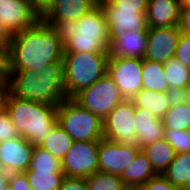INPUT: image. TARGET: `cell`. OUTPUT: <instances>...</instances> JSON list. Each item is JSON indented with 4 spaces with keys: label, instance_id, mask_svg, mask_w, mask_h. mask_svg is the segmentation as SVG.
<instances>
[{
    "label": "cell",
    "instance_id": "obj_1",
    "mask_svg": "<svg viewBox=\"0 0 190 190\" xmlns=\"http://www.w3.org/2000/svg\"><path fill=\"white\" fill-rule=\"evenodd\" d=\"M62 29L40 19L31 28L13 35L9 46L8 71L38 70L63 61Z\"/></svg>",
    "mask_w": 190,
    "mask_h": 190
},
{
    "label": "cell",
    "instance_id": "obj_2",
    "mask_svg": "<svg viewBox=\"0 0 190 190\" xmlns=\"http://www.w3.org/2000/svg\"><path fill=\"white\" fill-rule=\"evenodd\" d=\"M9 93L30 101L59 106L67 98L63 61L38 70L8 71Z\"/></svg>",
    "mask_w": 190,
    "mask_h": 190
},
{
    "label": "cell",
    "instance_id": "obj_3",
    "mask_svg": "<svg viewBox=\"0 0 190 190\" xmlns=\"http://www.w3.org/2000/svg\"><path fill=\"white\" fill-rule=\"evenodd\" d=\"M5 109L20 136L40 146L57 124L58 106L7 95Z\"/></svg>",
    "mask_w": 190,
    "mask_h": 190
},
{
    "label": "cell",
    "instance_id": "obj_4",
    "mask_svg": "<svg viewBox=\"0 0 190 190\" xmlns=\"http://www.w3.org/2000/svg\"><path fill=\"white\" fill-rule=\"evenodd\" d=\"M64 52L109 53V28L100 5L62 28Z\"/></svg>",
    "mask_w": 190,
    "mask_h": 190
},
{
    "label": "cell",
    "instance_id": "obj_5",
    "mask_svg": "<svg viewBox=\"0 0 190 190\" xmlns=\"http://www.w3.org/2000/svg\"><path fill=\"white\" fill-rule=\"evenodd\" d=\"M109 53H63L65 93L72 98L107 74Z\"/></svg>",
    "mask_w": 190,
    "mask_h": 190
},
{
    "label": "cell",
    "instance_id": "obj_6",
    "mask_svg": "<svg viewBox=\"0 0 190 190\" xmlns=\"http://www.w3.org/2000/svg\"><path fill=\"white\" fill-rule=\"evenodd\" d=\"M57 123L74 141H100L103 138V121L72 98L64 99L58 106Z\"/></svg>",
    "mask_w": 190,
    "mask_h": 190
},
{
    "label": "cell",
    "instance_id": "obj_7",
    "mask_svg": "<svg viewBox=\"0 0 190 190\" xmlns=\"http://www.w3.org/2000/svg\"><path fill=\"white\" fill-rule=\"evenodd\" d=\"M72 99L103 121L124 97L113 79L106 74L89 87L80 90Z\"/></svg>",
    "mask_w": 190,
    "mask_h": 190
},
{
    "label": "cell",
    "instance_id": "obj_8",
    "mask_svg": "<svg viewBox=\"0 0 190 190\" xmlns=\"http://www.w3.org/2000/svg\"><path fill=\"white\" fill-rule=\"evenodd\" d=\"M136 108L131 99H124L103 119V138L122 145L137 146Z\"/></svg>",
    "mask_w": 190,
    "mask_h": 190
},
{
    "label": "cell",
    "instance_id": "obj_9",
    "mask_svg": "<svg viewBox=\"0 0 190 190\" xmlns=\"http://www.w3.org/2000/svg\"><path fill=\"white\" fill-rule=\"evenodd\" d=\"M143 59L109 56L107 74L124 99H132L142 90Z\"/></svg>",
    "mask_w": 190,
    "mask_h": 190
},
{
    "label": "cell",
    "instance_id": "obj_10",
    "mask_svg": "<svg viewBox=\"0 0 190 190\" xmlns=\"http://www.w3.org/2000/svg\"><path fill=\"white\" fill-rule=\"evenodd\" d=\"M99 141H74L61 160L65 177L86 178L98 171Z\"/></svg>",
    "mask_w": 190,
    "mask_h": 190
},
{
    "label": "cell",
    "instance_id": "obj_11",
    "mask_svg": "<svg viewBox=\"0 0 190 190\" xmlns=\"http://www.w3.org/2000/svg\"><path fill=\"white\" fill-rule=\"evenodd\" d=\"M139 150L138 146L122 145L102 138L98 148V171L120 176Z\"/></svg>",
    "mask_w": 190,
    "mask_h": 190
},
{
    "label": "cell",
    "instance_id": "obj_12",
    "mask_svg": "<svg viewBox=\"0 0 190 190\" xmlns=\"http://www.w3.org/2000/svg\"><path fill=\"white\" fill-rule=\"evenodd\" d=\"M180 35L178 26L148 28L143 59L166 63L175 56Z\"/></svg>",
    "mask_w": 190,
    "mask_h": 190
},
{
    "label": "cell",
    "instance_id": "obj_13",
    "mask_svg": "<svg viewBox=\"0 0 190 190\" xmlns=\"http://www.w3.org/2000/svg\"><path fill=\"white\" fill-rule=\"evenodd\" d=\"M40 19L28 0H0V22L12 36L31 28Z\"/></svg>",
    "mask_w": 190,
    "mask_h": 190
},
{
    "label": "cell",
    "instance_id": "obj_14",
    "mask_svg": "<svg viewBox=\"0 0 190 190\" xmlns=\"http://www.w3.org/2000/svg\"><path fill=\"white\" fill-rule=\"evenodd\" d=\"M104 12L109 28V40L124 31H147L146 12L119 9L115 4L102 2L99 4Z\"/></svg>",
    "mask_w": 190,
    "mask_h": 190
},
{
    "label": "cell",
    "instance_id": "obj_15",
    "mask_svg": "<svg viewBox=\"0 0 190 190\" xmlns=\"http://www.w3.org/2000/svg\"><path fill=\"white\" fill-rule=\"evenodd\" d=\"M34 146L22 136L0 142V165L10 173H24L30 167Z\"/></svg>",
    "mask_w": 190,
    "mask_h": 190
},
{
    "label": "cell",
    "instance_id": "obj_16",
    "mask_svg": "<svg viewBox=\"0 0 190 190\" xmlns=\"http://www.w3.org/2000/svg\"><path fill=\"white\" fill-rule=\"evenodd\" d=\"M97 5L93 0H54L41 19L62 29L70 22L79 20Z\"/></svg>",
    "mask_w": 190,
    "mask_h": 190
},
{
    "label": "cell",
    "instance_id": "obj_17",
    "mask_svg": "<svg viewBox=\"0 0 190 190\" xmlns=\"http://www.w3.org/2000/svg\"><path fill=\"white\" fill-rule=\"evenodd\" d=\"M146 45L147 31H122L110 41L109 55L143 59Z\"/></svg>",
    "mask_w": 190,
    "mask_h": 190
},
{
    "label": "cell",
    "instance_id": "obj_18",
    "mask_svg": "<svg viewBox=\"0 0 190 190\" xmlns=\"http://www.w3.org/2000/svg\"><path fill=\"white\" fill-rule=\"evenodd\" d=\"M179 0H148V28L177 26L180 16Z\"/></svg>",
    "mask_w": 190,
    "mask_h": 190
},
{
    "label": "cell",
    "instance_id": "obj_19",
    "mask_svg": "<svg viewBox=\"0 0 190 190\" xmlns=\"http://www.w3.org/2000/svg\"><path fill=\"white\" fill-rule=\"evenodd\" d=\"M134 123L137 146L139 148L163 139L165 130L163 122L161 119L155 117L151 112L141 108H136Z\"/></svg>",
    "mask_w": 190,
    "mask_h": 190
},
{
    "label": "cell",
    "instance_id": "obj_20",
    "mask_svg": "<svg viewBox=\"0 0 190 190\" xmlns=\"http://www.w3.org/2000/svg\"><path fill=\"white\" fill-rule=\"evenodd\" d=\"M150 160L139 150L133 161L123 170L119 178L123 184H129L139 187L148 180L156 176Z\"/></svg>",
    "mask_w": 190,
    "mask_h": 190
},
{
    "label": "cell",
    "instance_id": "obj_21",
    "mask_svg": "<svg viewBox=\"0 0 190 190\" xmlns=\"http://www.w3.org/2000/svg\"><path fill=\"white\" fill-rule=\"evenodd\" d=\"M140 150L150 160L157 174H163L176 155L175 149L164 138L147 144Z\"/></svg>",
    "mask_w": 190,
    "mask_h": 190
},
{
    "label": "cell",
    "instance_id": "obj_22",
    "mask_svg": "<svg viewBox=\"0 0 190 190\" xmlns=\"http://www.w3.org/2000/svg\"><path fill=\"white\" fill-rule=\"evenodd\" d=\"M172 185L184 190L190 187V152L176 153L162 174Z\"/></svg>",
    "mask_w": 190,
    "mask_h": 190
},
{
    "label": "cell",
    "instance_id": "obj_23",
    "mask_svg": "<svg viewBox=\"0 0 190 190\" xmlns=\"http://www.w3.org/2000/svg\"><path fill=\"white\" fill-rule=\"evenodd\" d=\"M135 108L151 112L158 119H162L170 108L166 92H155L142 89L132 99Z\"/></svg>",
    "mask_w": 190,
    "mask_h": 190
},
{
    "label": "cell",
    "instance_id": "obj_24",
    "mask_svg": "<svg viewBox=\"0 0 190 190\" xmlns=\"http://www.w3.org/2000/svg\"><path fill=\"white\" fill-rule=\"evenodd\" d=\"M142 89L155 92H166L169 89L165 76L164 63L143 59Z\"/></svg>",
    "mask_w": 190,
    "mask_h": 190
},
{
    "label": "cell",
    "instance_id": "obj_25",
    "mask_svg": "<svg viewBox=\"0 0 190 190\" xmlns=\"http://www.w3.org/2000/svg\"><path fill=\"white\" fill-rule=\"evenodd\" d=\"M73 143L74 140L57 123L41 143L40 147L61 161Z\"/></svg>",
    "mask_w": 190,
    "mask_h": 190
},
{
    "label": "cell",
    "instance_id": "obj_26",
    "mask_svg": "<svg viewBox=\"0 0 190 190\" xmlns=\"http://www.w3.org/2000/svg\"><path fill=\"white\" fill-rule=\"evenodd\" d=\"M24 173L32 190H59L65 178L62 170H27Z\"/></svg>",
    "mask_w": 190,
    "mask_h": 190
},
{
    "label": "cell",
    "instance_id": "obj_27",
    "mask_svg": "<svg viewBox=\"0 0 190 190\" xmlns=\"http://www.w3.org/2000/svg\"><path fill=\"white\" fill-rule=\"evenodd\" d=\"M164 70L169 88L187 89L190 86V69L177 58L172 57L164 63Z\"/></svg>",
    "mask_w": 190,
    "mask_h": 190
},
{
    "label": "cell",
    "instance_id": "obj_28",
    "mask_svg": "<svg viewBox=\"0 0 190 190\" xmlns=\"http://www.w3.org/2000/svg\"><path fill=\"white\" fill-rule=\"evenodd\" d=\"M161 120L165 129L190 130V105L185 102L170 106Z\"/></svg>",
    "mask_w": 190,
    "mask_h": 190
},
{
    "label": "cell",
    "instance_id": "obj_29",
    "mask_svg": "<svg viewBox=\"0 0 190 190\" xmlns=\"http://www.w3.org/2000/svg\"><path fill=\"white\" fill-rule=\"evenodd\" d=\"M85 180L88 190H118L123 185L118 175L100 171L86 177Z\"/></svg>",
    "mask_w": 190,
    "mask_h": 190
},
{
    "label": "cell",
    "instance_id": "obj_30",
    "mask_svg": "<svg viewBox=\"0 0 190 190\" xmlns=\"http://www.w3.org/2000/svg\"><path fill=\"white\" fill-rule=\"evenodd\" d=\"M28 170H62L61 161L40 146H34Z\"/></svg>",
    "mask_w": 190,
    "mask_h": 190
},
{
    "label": "cell",
    "instance_id": "obj_31",
    "mask_svg": "<svg viewBox=\"0 0 190 190\" xmlns=\"http://www.w3.org/2000/svg\"><path fill=\"white\" fill-rule=\"evenodd\" d=\"M163 138L176 153L190 152V130L165 129Z\"/></svg>",
    "mask_w": 190,
    "mask_h": 190
},
{
    "label": "cell",
    "instance_id": "obj_32",
    "mask_svg": "<svg viewBox=\"0 0 190 190\" xmlns=\"http://www.w3.org/2000/svg\"><path fill=\"white\" fill-rule=\"evenodd\" d=\"M15 124L10 119L6 109L0 112V142L8 141L19 137Z\"/></svg>",
    "mask_w": 190,
    "mask_h": 190
},
{
    "label": "cell",
    "instance_id": "obj_33",
    "mask_svg": "<svg viewBox=\"0 0 190 190\" xmlns=\"http://www.w3.org/2000/svg\"><path fill=\"white\" fill-rule=\"evenodd\" d=\"M174 57L190 69V35L181 33Z\"/></svg>",
    "mask_w": 190,
    "mask_h": 190
},
{
    "label": "cell",
    "instance_id": "obj_34",
    "mask_svg": "<svg viewBox=\"0 0 190 190\" xmlns=\"http://www.w3.org/2000/svg\"><path fill=\"white\" fill-rule=\"evenodd\" d=\"M138 190H180L172 185L162 174H157L143 185L138 187Z\"/></svg>",
    "mask_w": 190,
    "mask_h": 190
},
{
    "label": "cell",
    "instance_id": "obj_35",
    "mask_svg": "<svg viewBox=\"0 0 190 190\" xmlns=\"http://www.w3.org/2000/svg\"><path fill=\"white\" fill-rule=\"evenodd\" d=\"M107 4H115L119 9L147 11L148 0H106Z\"/></svg>",
    "mask_w": 190,
    "mask_h": 190
},
{
    "label": "cell",
    "instance_id": "obj_36",
    "mask_svg": "<svg viewBox=\"0 0 190 190\" xmlns=\"http://www.w3.org/2000/svg\"><path fill=\"white\" fill-rule=\"evenodd\" d=\"M9 186L11 190H32L25 173H10Z\"/></svg>",
    "mask_w": 190,
    "mask_h": 190
},
{
    "label": "cell",
    "instance_id": "obj_37",
    "mask_svg": "<svg viewBox=\"0 0 190 190\" xmlns=\"http://www.w3.org/2000/svg\"><path fill=\"white\" fill-rule=\"evenodd\" d=\"M59 190H88L85 178L65 177Z\"/></svg>",
    "mask_w": 190,
    "mask_h": 190
},
{
    "label": "cell",
    "instance_id": "obj_38",
    "mask_svg": "<svg viewBox=\"0 0 190 190\" xmlns=\"http://www.w3.org/2000/svg\"><path fill=\"white\" fill-rule=\"evenodd\" d=\"M167 100L170 106L179 105L187 102L186 89L183 88H169L166 91Z\"/></svg>",
    "mask_w": 190,
    "mask_h": 190
},
{
    "label": "cell",
    "instance_id": "obj_39",
    "mask_svg": "<svg viewBox=\"0 0 190 190\" xmlns=\"http://www.w3.org/2000/svg\"><path fill=\"white\" fill-rule=\"evenodd\" d=\"M177 26L181 33L190 35V7L180 9Z\"/></svg>",
    "mask_w": 190,
    "mask_h": 190
},
{
    "label": "cell",
    "instance_id": "obj_40",
    "mask_svg": "<svg viewBox=\"0 0 190 190\" xmlns=\"http://www.w3.org/2000/svg\"><path fill=\"white\" fill-rule=\"evenodd\" d=\"M32 9L41 18L52 6L54 0H28Z\"/></svg>",
    "mask_w": 190,
    "mask_h": 190
},
{
    "label": "cell",
    "instance_id": "obj_41",
    "mask_svg": "<svg viewBox=\"0 0 190 190\" xmlns=\"http://www.w3.org/2000/svg\"><path fill=\"white\" fill-rule=\"evenodd\" d=\"M9 46L10 43L0 42V65H2L7 71L9 67Z\"/></svg>",
    "mask_w": 190,
    "mask_h": 190
},
{
    "label": "cell",
    "instance_id": "obj_42",
    "mask_svg": "<svg viewBox=\"0 0 190 190\" xmlns=\"http://www.w3.org/2000/svg\"><path fill=\"white\" fill-rule=\"evenodd\" d=\"M13 36L6 29V27L0 22V42L1 43H11Z\"/></svg>",
    "mask_w": 190,
    "mask_h": 190
},
{
    "label": "cell",
    "instance_id": "obj_43",
    "mask_svg": "<svg viewBox=\"0 0 190 190\" xmlns=\"http://www.w3.org/2000/svg\"><path fill=\"white\" fill-rule=\"evenodd\" d=\"M0 88H9L8 71L2 65H0Z\"/></svg>",
    "mask_w": 190,
    "mask_h": 190
},
{
    "label": "cell",
    "instance_id": "obj_44",
    "mask_svg": "<svg viewBox=\"0 0 190 190\" xmlns=\"http://www.w3.org/2000/svg\"><path fill=\"white\" fill-rule=\"evenodd\" d=\"M9 176L7 171L0 169V190H4L9 185Z\"/></svg>",
    "mask_w": 190,
    "mask_h": 190
},
{
    "label": "cell",
    "instance_id": "obj_45",
    "mask_svg": "<svg viewBox=\"0 0 190 190\" xmlns=\"http://www.w3.org/2000/svg\"><path fill=\"white\" fill-rule=\"evenodd\" d=\"M9 88H0V112L5 109Z\"/></svg>",
    "mask_w": 190,
    "mask_h": 190
},
{
    "label": "cell",
    "instance_id": "obj_46",
    "mask_svg": "<svg viewBox=\"0 0 190 190\" xmlns=\"http://www.w3.org/2000/svg\"><path fill=\"white\" fill-rule=\"evenodd\" d=\"M118 190H138V187L134 185L123 184Z\"/></svg>",
    "mask_w": 190,
    "mask_h": 190
},
{
    "label": "cell",
    "instance_id": "obj_47",
    "mask_svg": "<svg viewBox=\"0 0 190 190\" xmlns=\"http://www.w3.org/2000/svg\"><path fill=\"white\" fill-rule=\"evenodd\" d=\"M181 8L190 7V0H179Z\"/></svg>",
    "mask_w": 190,
    "mask_h": 190
},
{
    "label": "cell",
    "instance_id": "obj_48",
    "mask_svg": "<svg viewBox=\"0 0 190 190\" xmlns=\"http://www.w3.org/2000/svg\"><path fill=\"white\" fill-rule=\"evenodd\" d=\"M187 103L190 105V86L186 89Z\"/></svg>",
    "mask_w": 190,
    "mask_h": 190
},
{
    "label": "cell",
    "instance_id": "obj_49",
    "mask_svg": "<svg viewBox=\"0 0 190 190\" xmlns=\"http://www.w3.org/2000/svg\"><path fill=\"white\" fill-rule=\"evenodd\" d=\"M93 1L99 5L100 3L105 2L106 0H93Z\"/></svg>",
    "mask_w": 190,
    "mask_h": 190
},
{
    "label": "cell",
    "instance_id": "obj_50",
    "mask_svg": "<svg viewBox=\"0 0 190 190\" xmlns=\"http://www.w3.org/2000/svg\"><path fill=\"white\" fill-rule=\"evenodd\" d=\"M4 190H11L10 186L8 185Z\"/></svg>",
    "mask_w": 190,
    "mask_h": 190
}]
</instances>
